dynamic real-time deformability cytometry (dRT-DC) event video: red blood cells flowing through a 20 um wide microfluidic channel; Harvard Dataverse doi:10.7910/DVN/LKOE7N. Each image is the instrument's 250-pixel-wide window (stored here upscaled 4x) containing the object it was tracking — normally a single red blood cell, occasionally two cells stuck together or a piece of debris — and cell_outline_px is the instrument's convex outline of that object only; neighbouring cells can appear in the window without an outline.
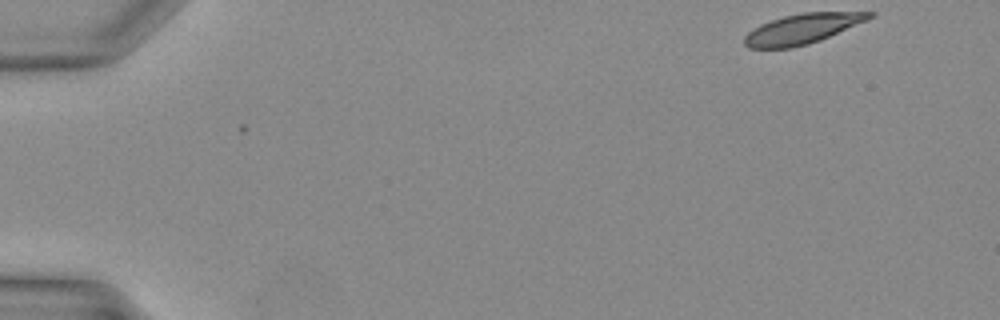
{"species": "Egyptian fruit bat (a non-hibernating species)", "species_latin": "Rousettus aegyptiacus", "temperature_condition": "warm", "stored_images_in_passage": 2, "camera_frame_rate_fps": 3000, "um_per_image_px": 0.085, "animal": {"sex": "female"}, "frame": {"image": 1, "passage_image": 1, "time_ms": 0.0, "image_size_px": [1000, 320], "cell_outline_px": [[876, 12], [868, 20], [820, 40], [808, 44], [792, 48], [748, 48], [744, 44], [744, 36], [748, 32], [760, 24], [784, 16], [800, 12]], "centroid_in_image_um": [68.18, 2.45], "position_along_channel_um": 16.8, "area_um2": 21.79}}